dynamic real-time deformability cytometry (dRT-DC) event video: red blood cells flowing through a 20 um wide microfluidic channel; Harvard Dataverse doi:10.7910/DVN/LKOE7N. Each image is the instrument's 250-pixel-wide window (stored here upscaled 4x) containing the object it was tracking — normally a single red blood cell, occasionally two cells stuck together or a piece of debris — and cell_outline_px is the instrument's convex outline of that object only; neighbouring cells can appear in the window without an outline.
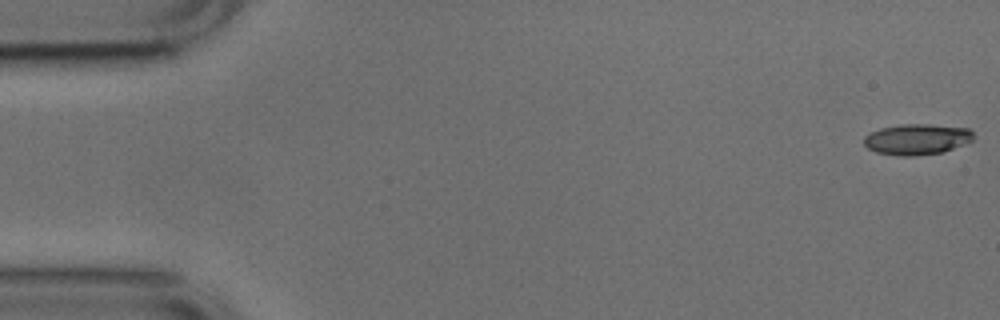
{"species": "common noctule bat (a hibernating species)", "species_latin": "Nyctalus noctula", "temperature_condition": "cold", "stored_images_in_passage": 53, "camera_frame_rate_fps": 3000, "um_per_image_px": 0.085, "animal": {"sex": "male", "body_mass_g": 17.9, "forearm_length_mm": 54.2}, "frame": {"image": 1, "passage_image": 1, "time_ms": 0.0, "image_size_px": [1000, 320], "cell_outline_px": [[972, 140], [964, 144], [944, 152], [912, 156], [900, 156], [876, 152], [868, 148], [864, 144], [864, 136], [880, 128], [900, 124], [928, 124], [968, 128], [972, 132]], "centroid_in_image_um": [77.92, 11.84], "position_along_channel_um": 7.1, "area_um2": 19.59}}
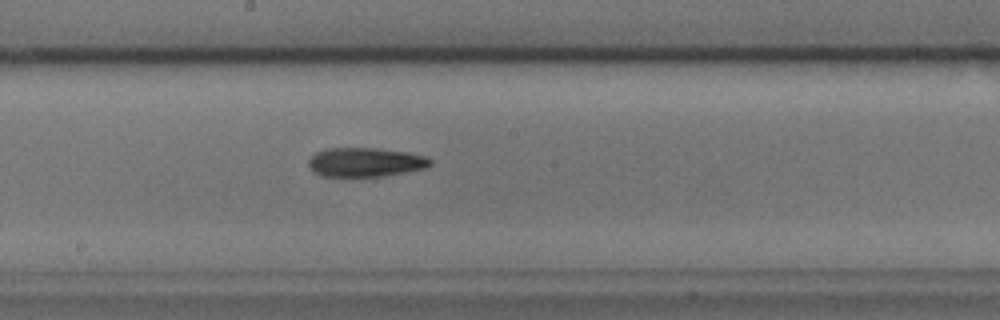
{"frame": {"image": 2, "passage_image": 28, "time_ms": 9.0, "image_size_px": [1000, 320], "cell_outline_px": [[432, 164], [428, 168], [384, 176], [320, 176], [312, 172], [308, 164], [308, 160], [316, 152], [328, 148], [376, 148], [408, 152], [424, 156], [432, 160]], "centroid_in_image_um": [31.06, 13.79], "position_along_channel_um": 217.1, "area_um2": 20.81}}
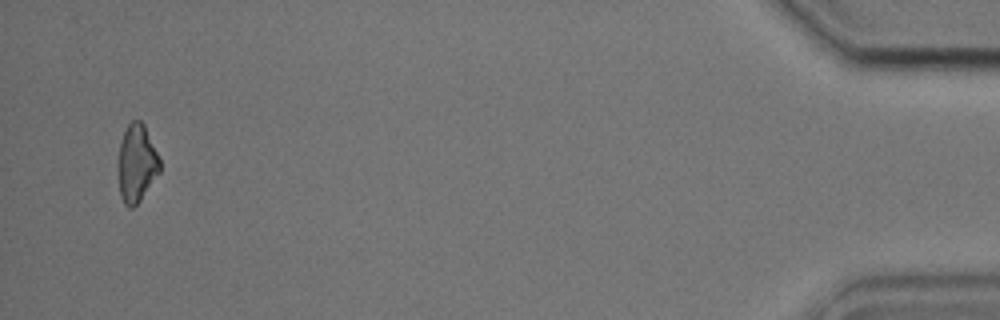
{"frame": {"image": 3, "passage_image": 51, "time_ms": 16.667, "image_size_px": [1000, 320], "cell_outline_px": [[160, 172], [140, 200], [132, 208], [128, 208], [124, 204], [120, 196], [116, 164], [120, 140], [128, 124], [132, 120], [140, 120], [144, 124], [160, 160]], "centroid_in_image_um": [11.57, 13.89], "position_along_channel_um": 423.6, "area_um2": 19.19}, "authors_computed_cell_mechanics": {"area_um2": 19.941, "velocity_mm_per_s": 3.7903, "shape_relaxation_time_tau1_ms": 4.6199, "shape_relaxation_time_tau2_ms": 9.7922, "deformation_change_tau1": 0.1425, "deformation_change_tau2": 0.2517}}